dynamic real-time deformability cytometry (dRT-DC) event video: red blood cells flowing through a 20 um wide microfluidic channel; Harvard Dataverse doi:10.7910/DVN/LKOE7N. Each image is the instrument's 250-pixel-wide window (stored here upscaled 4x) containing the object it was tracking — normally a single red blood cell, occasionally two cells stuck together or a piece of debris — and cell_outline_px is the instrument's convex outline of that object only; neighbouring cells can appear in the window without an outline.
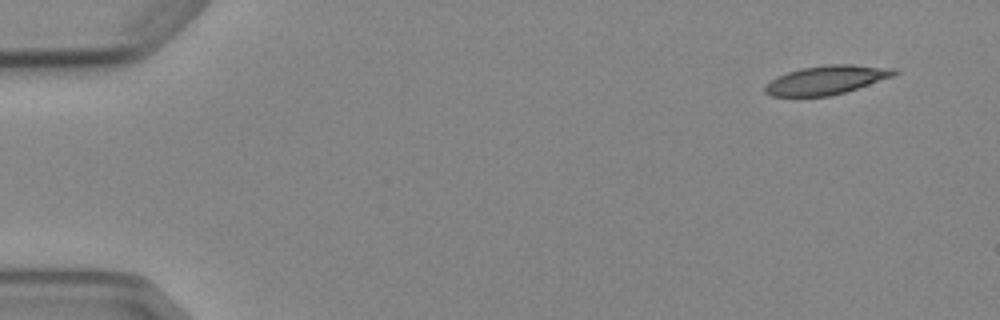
{"species": "Egyptian fruit bat (a non-hibernating species)", "species_latin": "Rousettus aegyptiacus", "temperature_condition": "cold", "stored_images_in_passage": 5, "camera_frame_rate_fps": 3000, "um_per_image_px": 0.085, "animal": {"sex": "female"}, "frame": {"image": 1, "passage_image": 1, "time_ms": 0.0, "image_size_px": [1000, 320], "cell_outline_px": [[900, 72], [892, 76], [844, 92], [828, 96], [772, 96], [764, 92], [764, 84], [776, 76], [788, 72], [804, 68], [828, 64], [852, 64], [896, 68]], "centroid_in_image_um": [70.22, 6.79], "position_along_channel_um": 14.8, "area_um2": 21.56}}
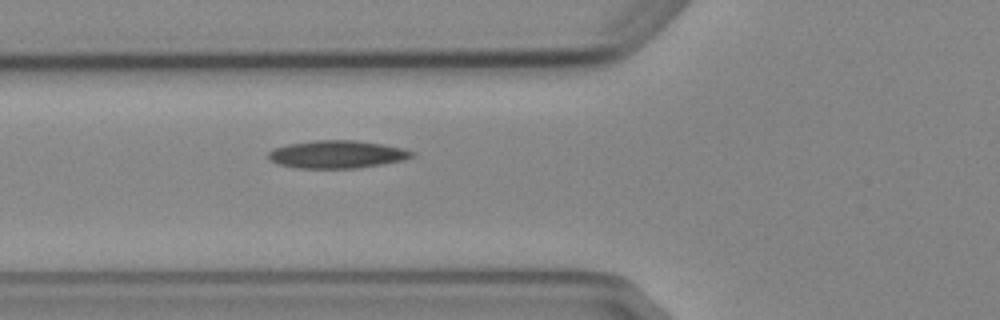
{"frame": {"image": 2, "passage_image": 5, "time_ms": 5.333, "image_size_px": [1000, 320], "cell_outline_px": [[416, 152], [412, 156], [404, 160], [356, 168], [296, 168], [276, 164], [268, 160], [268, 152], [272, 148], [288, 144], [312, 140], [356, 140], [404, 148]], "centroid_in_image_um": [28.59, 13.11], "position_along_channel_um": 97.2, "area_um2": 23.35}}